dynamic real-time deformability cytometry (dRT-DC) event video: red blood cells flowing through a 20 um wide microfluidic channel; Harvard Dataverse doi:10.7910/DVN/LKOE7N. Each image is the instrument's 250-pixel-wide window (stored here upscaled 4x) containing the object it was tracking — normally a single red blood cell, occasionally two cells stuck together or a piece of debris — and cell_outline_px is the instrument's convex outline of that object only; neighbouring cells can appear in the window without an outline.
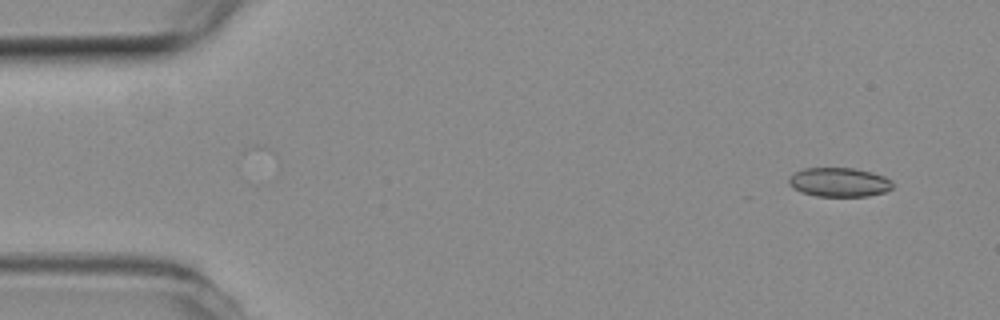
{"species": "common noctule bat (a hibernating species)", "species_latin": "Nyctalus noctula", "temperature_condition": "room temperature", "stored_images_in_passage": 42, "camera_frame_rate_fps": 3000, "um_per_image_px": 0.085, "animal": {"sex": "female", "body_mass_g": 19.3, "forearm_length_mm": 54.1}, "frame": {"image": 1, "passage_image": 2, "time_ms": 0.333, "image_size_px": [1000, 320], "cell_outline_px": [[892, 188], [884, 192], [868, 196], [816, 196], [800, 192], [792, 188], [788, 184], [788, 180], [796, 172], [804, 168], [852, 168], [872, 172], [884, 176], [892, 180]], "centroid_in_image_um": [71.32, 15.49], "position_along_channel_um": 13.7, "area_um2": 17.63}}
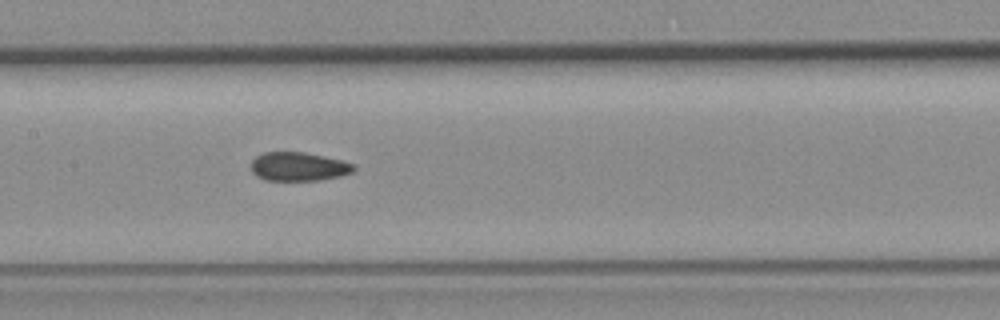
{"frame": {"image": 2, "passage_image": 24, "time_ms": 7.667, "image_size_px": [1000, 320], "cell_outline_px": [[356, 168], [352, 172], [340, 176], [320, 180], [264, 180], [256, 176], [252, 172], [252, 160], [256, 156], [264, 152], [304, 152], [324, 156], [356, 164]], "centroid_in_image_um": [25.38, 14.16], "position_along_channel_um": 182.0, "area_um2": 17.22}}
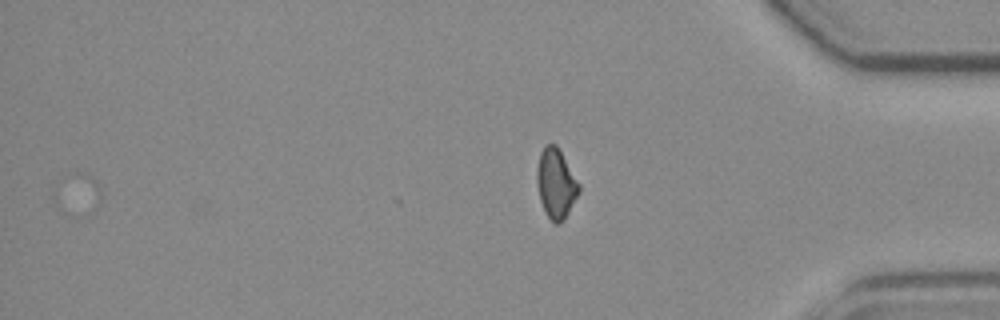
{"frame": {"image": 3, "passage_image": 42, "time_ms": 13.667, "image_size_px": [1000, 320], "cell_outline_px": [[580, 192], [568, 212], [556, 224], [544, 212], [540, 200], [536, 184], [536, 168], [540, 152], [548, 144], [556, 144], [580, 184]], "centroid_in_image_um": [47.24, 15.57], "position_along_channel_um": 388.0, "area_um2": 16.88}, "authors_computed_cell_mechanics": {"area_um2": 17.8891, "velocity_mm_per_s": 3.7805, "shape_relaxation_time_tau1_ms": null, "shape_relaxation_time_tau2_ms": 2.1285, "deformation_change_tau1": null, "deformation_change_tau2": 0.0702}}